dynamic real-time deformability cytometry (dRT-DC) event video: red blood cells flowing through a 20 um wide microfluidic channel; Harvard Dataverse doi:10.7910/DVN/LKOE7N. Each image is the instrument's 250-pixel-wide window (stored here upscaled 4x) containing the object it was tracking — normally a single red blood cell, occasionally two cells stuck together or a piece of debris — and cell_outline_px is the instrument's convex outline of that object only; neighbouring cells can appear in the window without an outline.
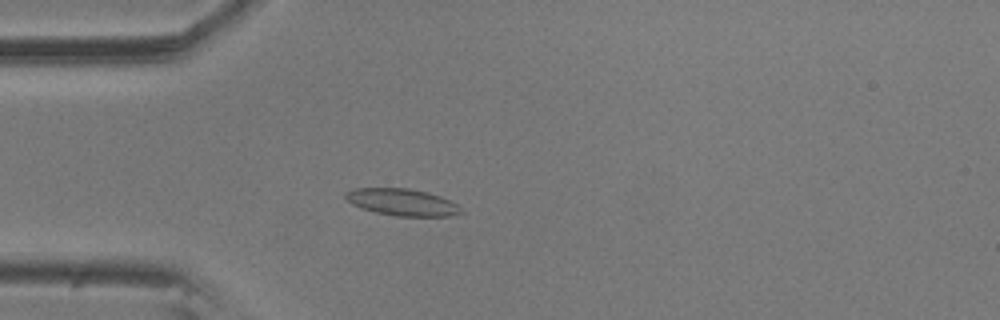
{"species": "common noctule bat (a hibernating species)", "species_latin": "Nyctalus noctula", "temperature_condition": "room temperature", "stored_images_in_passage": 39, "camera_frame_rate_fps": 3000, "um_per_image_px": 0.085, "animal": {"sex": "male", "body_mass_g": 20.5, "forearm_length_mm": 52.5}, "frame": {"image": 1, "passage_image": 4, "time_ms": 1.0, "image_size_px": [1000, 320], "cell_outline_px": [[464, 212], [452, 216], [396, 216], [376, 212], [360, 208], [352, 204], [344, 196], [344, 192], [352, 188], [408, 188], [428, 192], [440, 196], [456, 204]], "centroid_in_image_um": [34.15, 17.18], "position_along_channel_um": 50.8, "area_um2": 18.15}}
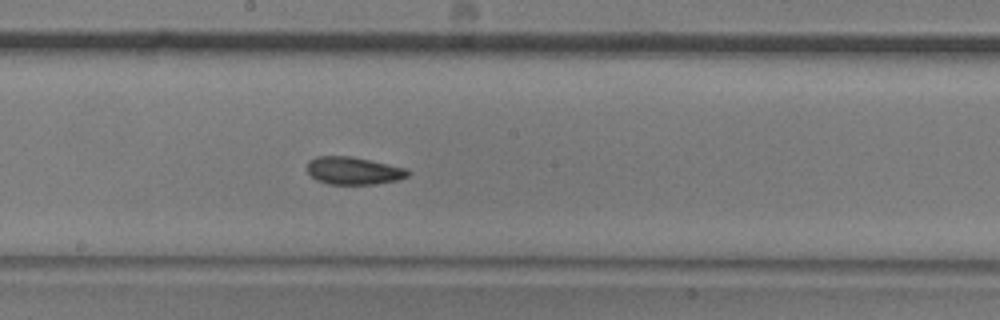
{"frame": {"image": 2, "passage_image": 19, "time_ms": 6.0, "image_size_px": [1000, 320], "cell_outline_px": [[412, 172], [408, 176], [400, 180], [376, 184], [328, 184], [316, 180], [308, 172], [308, 160], [316, 156], [352, 156], [372, 160], [408, 168]], "centroid_in_image_um": [30.1, 14.5], "position_along_channel_um": 218.1, "area_um2": 16.53}}
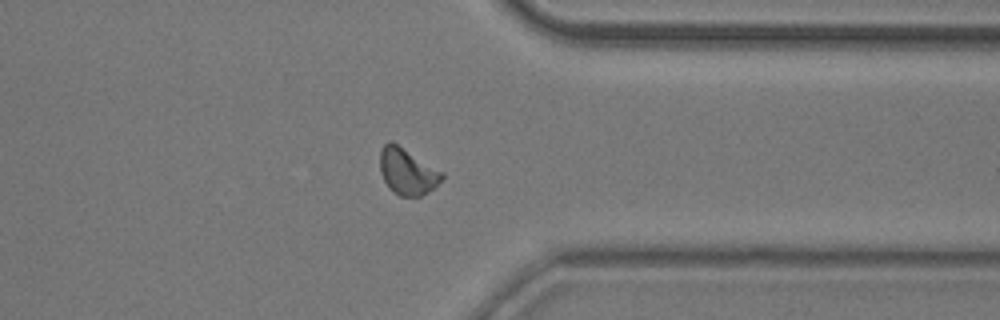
{"frame": {"image": 3, "passage_image": 33, "time_ms": 10.667, "image_size_px": [1000, 320], "cell_outline_px": [[444, 176], [428, 192], [420, 196], [400, 196], [388, 188], [380, 172], [380, 148], [388, 140], [392, 140], [444, 172]], "centroid_in_image_um": [34.59, 14.54], "position_along_channel_um": 376.8, "area_um2": 16.88}, "authors_computed_cell_mechanics": {"area_um2": 16.4152, "velocity_mm_per_s": 3.5127, "shape_relaxation_time_tau1_ms": null, "shape_relaxation_time_tau2_ms": 3.612, "deformation_change_tau1": null, "deformation_change_tau2": 0.0827}}